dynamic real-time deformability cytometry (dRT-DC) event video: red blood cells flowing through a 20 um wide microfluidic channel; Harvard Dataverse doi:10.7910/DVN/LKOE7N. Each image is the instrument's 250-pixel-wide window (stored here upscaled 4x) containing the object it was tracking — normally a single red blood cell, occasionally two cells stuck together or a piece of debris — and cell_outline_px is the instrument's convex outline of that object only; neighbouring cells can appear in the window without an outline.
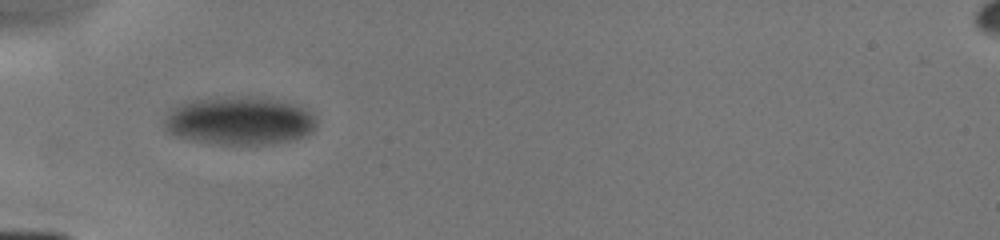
{"species": "human", "species_latin": "Homo sapiens", "temperature_condition": "cold", "stored_images_in_passage": 9, "camera_frame_rate_fps": 3000, "um_per_image_px": 0.085, "donor": {"sex": "male"}, "frame": {"image": 1, "passage_image": 7, "time_ms": 5.0, "image_size_px": [1000, 240], "cell_outline_px": [[316, 128], [308, 136], [292, 140], [272, 144], [208, 144], [176, 136], [168, 132], [164, 128], [164, 120], [168, 112], [176, 104], [184, 100], [216, 96], [272, 96], [296, 104], [304, 108], [316, 120]], "centroid_in_image_um": [20.34, 10.23], "position_along_channel_um": 64.7, "area_um2": 44.22}}
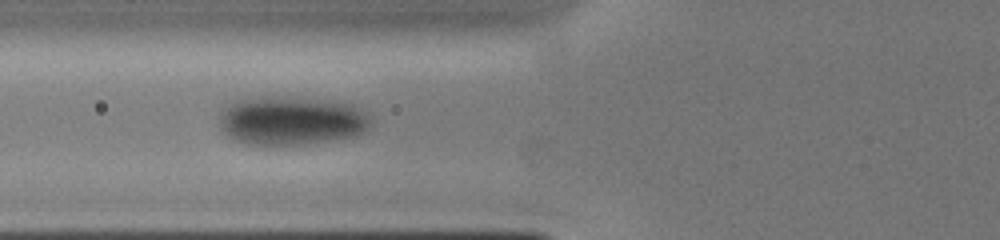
{"frame": {"image": 2, "passage_image": 8, "time_ms": 6.0, "image_size_px": [1000, 240], "cell_outline_px": [[372, 120], [368, 128], [364, 132], [356, 136], [332, 140], [304, 144], [244, 144], [232, 140], [220, 128], [220, 116], [224, 108], [236, 100], [260, 96], [272, 96], [328, 100], [352, 104], [368, 112], [372, 116]], "centroid_in_image_um": [24.8, 10.25], "position_along_channel_um": 101.0, "area_um2": 43.41}}